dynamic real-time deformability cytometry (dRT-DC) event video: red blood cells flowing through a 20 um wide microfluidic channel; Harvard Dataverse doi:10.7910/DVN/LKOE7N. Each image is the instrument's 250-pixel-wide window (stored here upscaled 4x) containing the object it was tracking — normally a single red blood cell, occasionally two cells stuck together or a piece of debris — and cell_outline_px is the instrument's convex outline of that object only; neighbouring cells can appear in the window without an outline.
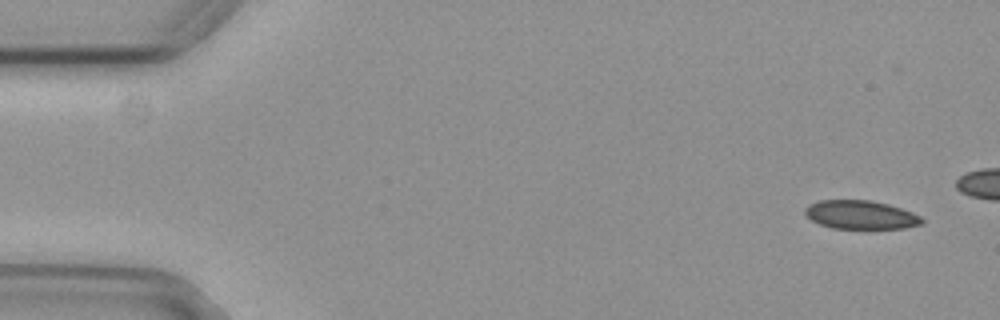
{"species": "common noctule bat (a hibernating species)", "species_latin": "Nyctalus noctula", "temperature_condition": "cold", "stored_images_in_passage": 17, "camera_frame_rate_fps": 3000, "um_per_image_px": 0.085, "animal": {"sex": "female", "body_mass_g": 29.2, "forearm_length_mm": 56.3}, "frame": {"image": 1, "passage_image": 3, "time_ms": 0.667, "image_size_px": [1000, 320], "cell_outline_px": [[924, 220], [920, 224], [904, 228], [832, 228], [820, 224], [812, 220], [804, 212], [804, 208], [808, 204], [820, 200], [872, 200], [888, 204], [912, 212], [920, 216]], "centroid_in_image_um": [73.14, 18.24], "position_along_channel_um": 11.9, "area_um2": 19.36}}